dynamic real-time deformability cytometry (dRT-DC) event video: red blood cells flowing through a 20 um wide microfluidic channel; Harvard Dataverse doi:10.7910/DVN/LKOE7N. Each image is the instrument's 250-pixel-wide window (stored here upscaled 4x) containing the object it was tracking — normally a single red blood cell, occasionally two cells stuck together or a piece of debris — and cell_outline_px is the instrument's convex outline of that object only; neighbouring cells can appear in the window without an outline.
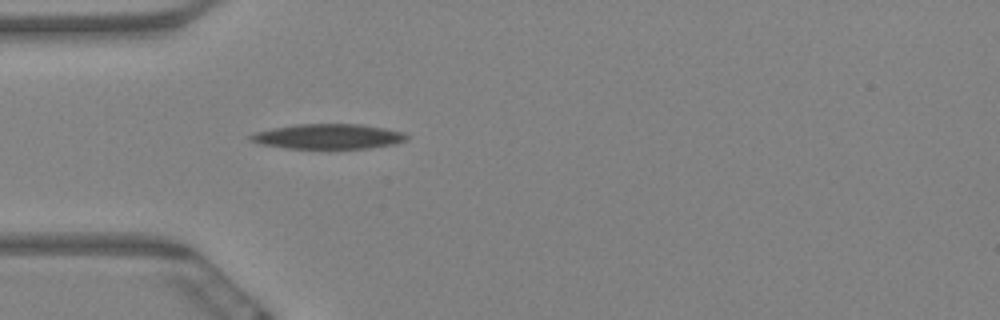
{"species": "Egyptian fruit bat (a non-hibernating species)", "species_latin": "Rousettus aegyptiacus", "temperature_condition": "warm", "stored_images_in_passage": 6, "camera_frame_rate_fps": 3000, "um_per_image_px": 0.085, "animal": {"sex": "female"}, "frame": {"image": 1, "passage_image": 6, "time_ms": 1.667, "image_size_px": [1000, 320], "cell_outline_px": [[408, 140], [396, 144], [372, 148], [328, 152], [288, 148], [260, 144], [252, 140], [248, 136], [256, 132], [272, 128], [296, 124], [360, 124], [384, 128], [404, 132], [408, 136]], "centroid_in_image_um": [27.96, 11.65], "position_along_channel_um": 57.0, "area_um2": 23.93}}